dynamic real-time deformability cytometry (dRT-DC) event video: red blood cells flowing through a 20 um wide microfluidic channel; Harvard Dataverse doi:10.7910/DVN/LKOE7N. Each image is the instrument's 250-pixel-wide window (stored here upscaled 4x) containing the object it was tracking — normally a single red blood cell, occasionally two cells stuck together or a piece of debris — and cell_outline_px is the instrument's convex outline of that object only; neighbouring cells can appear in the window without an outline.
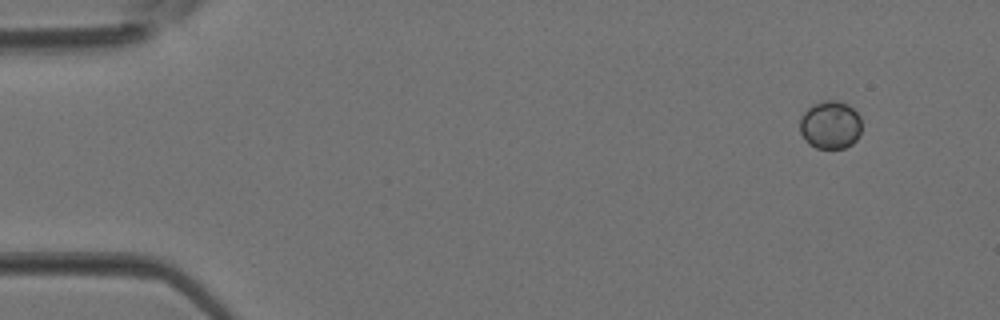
{"species": "Egyptian fruit bat (a non-hibernating species)", "species_latin": "Rousettus aegyptiacus", "temperature_condition": "room temperature", "stored_images_in_passage": 4, "camera_frame_rate_fps": 3000, "um_per_image_px": 0.085, "animal": {"sex": "female"}, "frame": {"image": 1, "passage_image": 1, "time_ms": 0.0, "image_size_px": [1000, 320], "cell_outline_px": [[860, 136], [852, 144], [844, 148], [816, 148], [808, 144], [800, 132], [800, 116], [812, 104], [824, 100], [836, 100], [848, 104], [860, 116]], "centroid_in_image_um": [70.57, 10.61], "position_along_channel_um": 14.4, "area_um2": 17.46}}
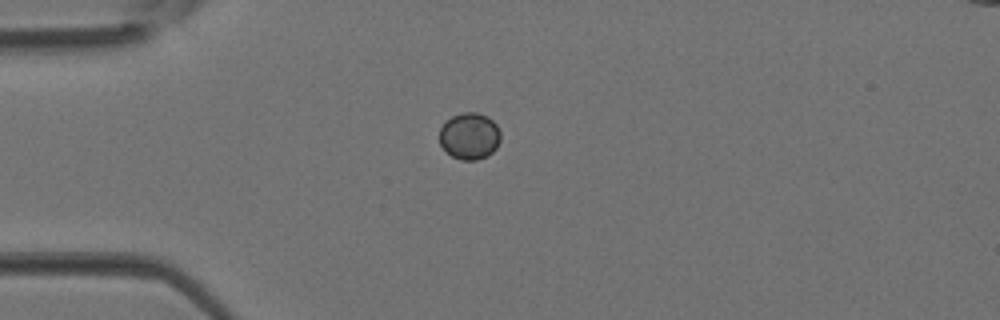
{"frame": {"image": 2, "passage_image": 3, "time_ms": 0.667, "image_size_px": [1000, 320], "cell_outline_px": [[500, 140], [496, 148], [488, 156], [476, 160], [460, 160], [452, 156], [440, 144], [440, 128], [452, 116], [464, 112], [476, 112], [488, 116], [496, 124], [500, 132]], "centroid_in_image_um": [39.93, 11.57], "position_along_channel_um": 45.1, "area_um2": 16.59}}
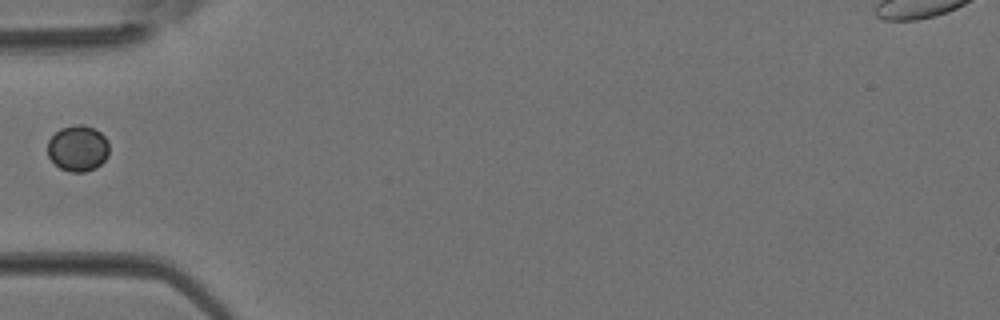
{"frame": {"image": 3, "passage_image": 4, "time_ms": 1.0, "image_size_px": [1000, 320], "cell_outline_px": [[108, 156], [96, 168], [84, 172], [68, 172], [60, 168], [48, 156], [48, 140], [60, 128], [76, 124], [84, 124], [100, 132], [108, 140]], "centroid_in_image_um": [6.62, 12.61], "position_along_channel_um": 78.4, "area_um2": 16.53}}